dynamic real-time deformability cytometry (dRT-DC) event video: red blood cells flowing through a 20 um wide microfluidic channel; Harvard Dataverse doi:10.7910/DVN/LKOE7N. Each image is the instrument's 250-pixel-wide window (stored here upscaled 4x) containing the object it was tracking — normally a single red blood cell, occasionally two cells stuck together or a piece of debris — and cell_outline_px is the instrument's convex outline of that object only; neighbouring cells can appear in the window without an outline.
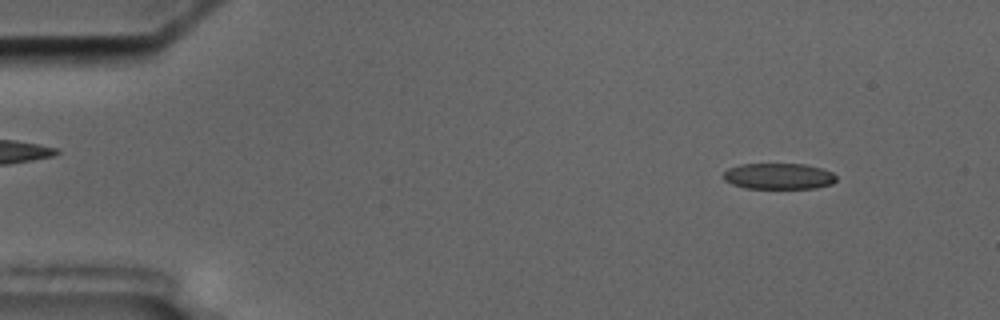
{"species": "common noctule bat (a hibernating species)", "species_latin": "Nyctalus noctula", "temperature_condition": "cold", "stored_images_in_passage": 56, "camera_frame_rate_fps": 3000, "um_per_image_px": 0.085, "animal": {"sex": "male", "body_mass_g": 17.5, "forearm_length_mm": 52.3}, "frame": {"image": 1, "passage_image": 6, "time_ms": 1.667, "image_size_px": [1000, 320], "cell_outline_px": [[836, 180], [832, 184], [816, 188], [744, 188], [732, 184], [724, 180], [724, 172], [728, 168], [740, 164], [804, 164], [820, 168], [832, 172], [836, 176]], "centroid_in_image_um": [66.18, 14.98], "position_along_channel_um": 18.8, "area_um2": 17.11}}
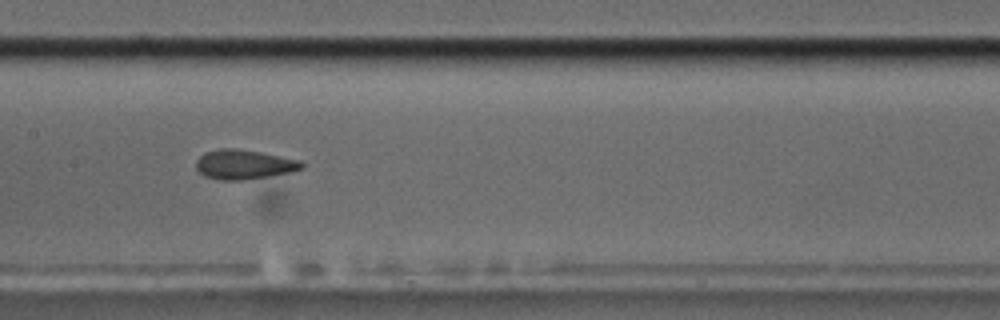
{"frame": {"image": 2, "passage_image": 28, "time_ms": 9.0, "image_size_px": [1000, 320], "cell_outline_px": [[304, 168], [292, 172], [244, 180], [220, 180], [204, 176], [196, 168], [196, 160], [204, 152], [220, 148], [236, 148], [260, 152], [300, 160], [304, 164]], "centroid_in_image_um": [20.73, 13.98], "position_along_channel_um": 186.7, "area_um2": 18.26}}
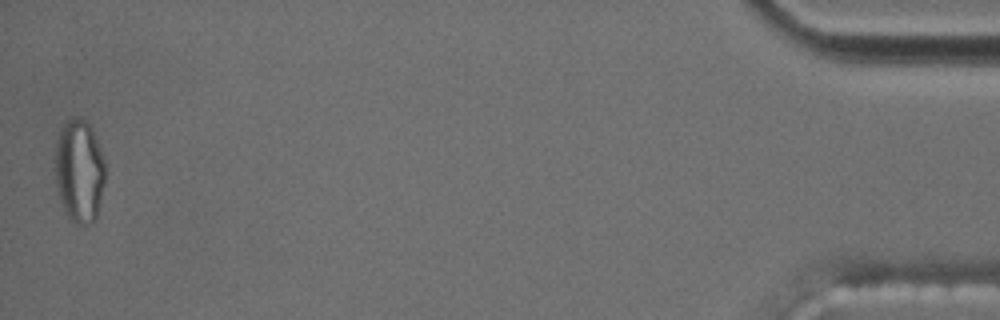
{"frame": {"image": 3, "passage_image": 56, "time_ms": 18.333, "image_size_px": [1000, 320], "cell_outline_px": [[104, 184], [96, 216], [92, 224], [76, 224], [68, 216], [64, 208], [60, 196], [56, 180], [56, 144], [60, 128], [72, 116], [80, 116], [92, 128], [104, 160]], "centroid_in_image_um": [6.75, 14.5], "position_along_channel_um": 428.5, "area_um2": 29.65}, "authors_computed_cell_mechanics": {"area_um2": 18.3804, "velocity_mm_per_s": 3.5612, "shape_relaxation_time_tau1_ms": null, "shape_relaxation_time_tau2_ms": 2.2755, "deformation_change_tau1": null, "deformation_change_tau2": 0.0826}}